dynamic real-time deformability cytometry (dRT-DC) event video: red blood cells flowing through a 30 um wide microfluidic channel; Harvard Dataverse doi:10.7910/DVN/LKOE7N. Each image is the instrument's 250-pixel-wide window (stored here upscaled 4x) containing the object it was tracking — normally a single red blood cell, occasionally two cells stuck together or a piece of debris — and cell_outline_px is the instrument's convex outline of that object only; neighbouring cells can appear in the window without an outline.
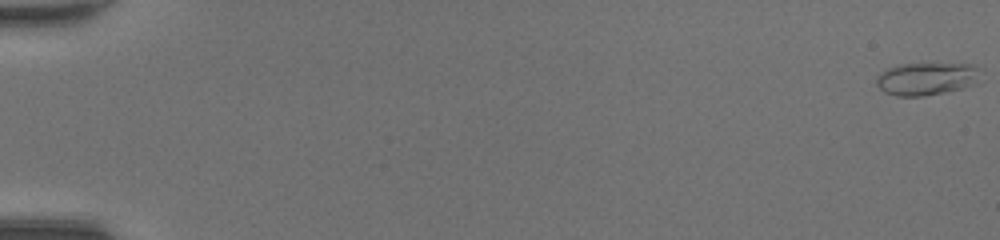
{"species": "common noctule bat (a hibernating species)", "species_latin": "Nyctalus noctula", "temperature_condition": "room temperature", "stored_images_in_passage": 45, "camera_frame_rate_fps": 3000, "um_per_image_px": 0.085, "animal": {"sex": "female", "body_mass_g": 20.0, "forearm_length_mm": 54.0}, "frame": {"image": 1, "passage_image": 1, "time_ms": 0.0, "image_size_px": [1000, 240], "cell_outline_px": [[984, 68], [976, 84], [964, 88], [924, 96], [896, 96], [884, 92], [876, 84], [876, 76], [884, 68], [900, 64], [972, 64]], "centroid_in_image_um": [78.79, 6.68], "position_along_channel_um": 6.2, "area_um2": 20.29}}
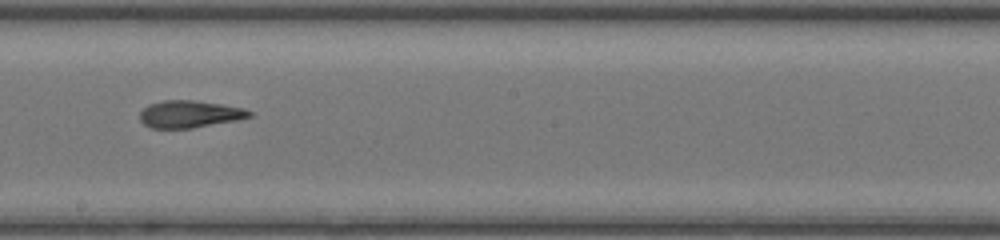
{"frame": {"image": 2, "passage_image": 30, "time_ms": 9.667, "image_size_px": [1000, 240], "cell_outline_px": [[252, 116], [236, 120], [192, 128], [152, 128], [144, 124], [140, 120], [140, 112], [148, 104], [164, 100], [192, 100], [220, 104], [244, 108], [252, 112]], "centroid_in_image_um": [16.1, 9.69], "position_along_channel_um": 232.1, "area_um2": 17.22}}
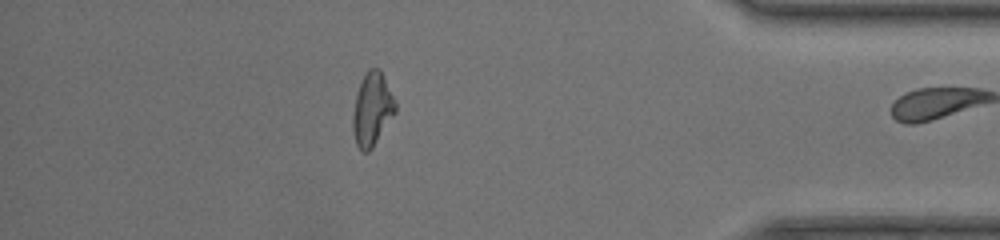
{"frame": {"image": 3, "passage_image": 44, "time_ms": 14.333, "image_size_px": [1000, 240], "cell_outline_px": [[396, 112], [372, 148], [368, 152], [364, 152], [356, 144], [352, 128], [352, 116], [356, 96], [360, 84], [368, 68], [380, 68], [396, 100]], "centroid_in_image_um": [31.65, 9.27], "position_along_channel_um": 403.6, "area_um2": 18.09}}